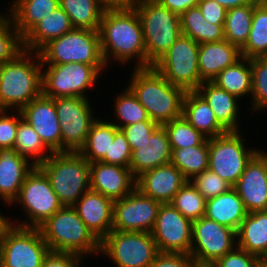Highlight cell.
<instances>
[{"label":"cell","instance_id":"6da1fadb","mask_svg":"<svg viewBox=\"0 0 267 267\" xmlns=\"http://www.w3.org/2000/svg\"><path fill=\"white\" fill-rule=\"evenodd\" d=\"M98 32L107 67L115 59L121 65L137 60L135 68H147L142 23L134 7L105 9Z\"/></svg>","mask_w":267,"mask_h":267},{"label":"cell","instance_id":"7a4b0ae2","mask_svg":"<svg viewBox=\"0 0 267 267\" xmlns=\"http://www.w3.org/2000/svg\"><path fill=\"white\" fill-rule=\"evenodd\" d=\"M132 69L127 86L152 121L163 126L182 116L184 89L172 85L153 67Z\"/></svg>","mask_w":267,"mask_h":267},{"label":"cell","instance_id":"3957f363","mask_svg":"<svg viewBox=\"0 0 267 267\" xmlns=\"http://www.w3.org/2000/svg\"><path fill=\"white\" fill-rule=\"evenodd\" d=\"M42 62L38 52L23 50L0 65V110L20 111L42 94Z\"/></svg>","mask_w":267,"mask_h":267},{"label":"cell","instance_id":"277c9868","mask_svg":"<svg viewBox=\"0 0 267 267\" xmlns=\"http://www.w3.org/2000/svg\"><path fill=\"white\" fill-rule=\"evenodd\" d=\"M50 251L75 253L83 260L100 252V241L73 206H63L39 227Z\"/></svg>","mask_w":267,"mask_h":267},{"label":"cell","instance_id":"5b68a950","mask_svg":"<svg viewBox=\"0 0 267 267\" xmlns=\"http://www.w3.org/2000/svg\"><path fill=\"white\" fill-rule=\"evenodd\" d=\"M38 167L63 206H73L90 189V163L79 152H53Z\"/></svg>","mask_w":267,"mask_h":267},{"label":"cell","instance_id":"8992f818","mask_svg":"<svg viewBox=\"0 0 267 267\" xmlns=\"http://www.w3.org/2000/svg\"><path fill=\"white\" fill-rule=\"evenodd\" d=\"M133 7L142 23L147 68H150L180 36V17L157 0H138Z\"/></svg>","mask_w":267,"mask_h":267},{"label":"cell","instance_id":"52a82bcc","mask_svg":"<svg viewBox=\"0 0 267 267\" xmlns=\"http://www.w3.org/2000/svg\"><path fill=\"white\" fill-rule=\"evenodd\" d=\"M38 53L42 64L105 65L99 32L96 30L74 28L49 41Z\"/></svg>","mask_w":267,"mask_h":267},{"label":"cell","instance_id":"ba28073f","mask_svg":"<svg viewBox=\"0 0 267 267\" xmlns=\"http://www.w3.org/2000/svg\"><path fill=\"white\" fill-rule=\"evenodd\" d=\"M105 68L107 69L106 65L83 63L42 64L45 71L42 72V94L53 99L66 96L87 97V89L95 85Z\"/></svg>","mask_w":267,"mask_h":267},{"label":"cell","instance_id":"9c48e42d","mask_svg":"<svg viewBox=\"0 0 267 267\" xmlns=\"http://www.w3.org/2000/svg\"><path fill=\"white\" fill-rule=\"evenodd\" d=\"M15 203L23 207L28 218L14 224L26 228H39L63 207L48 177L38 166L27 175L18 197L12 202Z\"/></svg>","mask_w":267,"mask_h":267},{"label":"cell","instance_id":"30bf717a","mask_svg":"<svg viewBox=\"0 0 267 267\" xmlns=\"http://www.w3.org/2000/svg\"><path fill=\"white\" fill-rule=\"evenodd\" d=\"M158 253L148 232L111 230L100 242L99 255L111 259L116 267H151Z\"/></svg>","mask_w":267,"mask_h":267},{"label":"cell","instance_id":"8fae6325","mask_svg":"<svg viewBox=\"0 0 267 267\" xmlns=\"http://www.w3.org/2000/svg\"><path fill=\"white\" fill-rule=\"evenodd\" d=\"M199 43L180 34L169 50L152 66L172 85L196 91L202 84L198 69Z\"/></svg>","mask_w":267,"mask_h":267},{"label":"cell","instance_id":"7c38bea8","mask_svg":"<svg viewBox=\"0 0 267 267\" xmlns=\"http://www.w3.org/2000/svg\"><path fill=\"white\" fill-rule=\"evenodd\" d=\"M242 136L240 131H227L208 139V169L232 187L241 177L247 163L260 150L247 148Z\"/></svg>","mask_w":267,"mask_h":267},{"label":"cell","instance_id":"4fadbf2b","mask_svg":"<svg viewBox=\"0 0 267 267\" xmlns=\"http://www.w3.org/2000/svg\"><path fill=\"white\" fill-rule=\"evenodd\" d=\"M61 126V152H78L85 144L92 124L96 121L88 97L54 98Z\"/></svg>","mask_w":267,"mask_h":267},{"label":"cell","instance_id":"5bb4252c","mask_svg":"<svg viewBox=\"0 0 267 267\" xmlns=\"http://www.w3.org/2000/svg\"><path fill=\"white\" fill-rule=\"evenodd\" d=\"M49 251L39 228L15 225L0 244V267H41Z\"/></svg>","mask_w":267,"mask_h":267},{"label":"cell","instance_id":"9a60e30c","mask_svg":"<svg viewBox=\"0 0 267 267\" xmlns=\"http://www.w3.org/2000/svg\"><path fill=\"white\" fill-rule=\"evenodd\" d=\"M237 246L236 231L201 217L192 222L190 255L198 265H212Z\"/></svg>","mask_w":267,"mask_h":267},{"label":"cell","instance_id":"2e32d148","mask_svg":"<svg viewBox=\"0 0 267 267\" xmlns=\"http://www.w3.org/2000/svg\"><path fill=\"white\" fill-rule=\"evenodd\" d=\"M161 203L138 189L114 201L112 230L151 233Z\"/></svg>","mask_w":267,"mask_h":267},{"label":"cell","instance_id":"e0dca14e","mask_svg":"<svg viewBox=\"0 0 267 267\" xmlns=\"http://www.w3.org/2000/svg\"><path fill=\"white\" fill-rule=\"evenodd\" d=\"M151 234L159 252L190 254L192 221L170 203L160 205Z\"/></svg>","mask_w":267,"mask_h":267},{"label":"cell","instance_id":"ac0fdd59","mask_svg":"<svg viewBox=\"0 0 267 267\" xmlns=\"http://www.w3.org/2000/svg\"><path fill=\"white\" fill-rule=\"evenodd\" d=\"M247 213L267 211V151H258L233 186Z\"/></svg>","mask_w":267,"mask_h":267},{"label":"cell","instance_id":"d6986e66","mask_svg":"<svg viewBox=\"0 0 267 267\" xmlns=\"http://www.w3.org/2000/svg\"><path fill=\"white\" fill-rule=\"evenodd\" d=\"M20 112L52 152H61V126L53 98L41 94Z\"/></svg>","mask_w":267,"mask_h":267},{"label":"cell","instance_id":"ffe728a7","mask_svg":"<svg viewBox=\"0 0 267 267\" xmlns=\"http://www.w3.org/2000/svg\"><path fill=\"white\" fill-rule=\"evenodd\" d=\"M136 188L130 168L103 162L90 163V189L113 201L127 196Z\"/></svg>","mask_w":267,"mask_h":267},{"label":"cell","instance_id":"44dd1931","mask_svg":"<svg viewBox=\"0 0 267 267\" xmlns=\"http://www.w3.org/2000/svg\"><path fill=\"white\" fill-rule=\"evenodd\" d=\"M187 181L183 173L170 162L138 176L136 189L143 195L166 204L172 201Z\"/></svg>","mask_w":267,"mask_h":267},{"label":"cell","instance_id":"7402d4cb","mask_svg":"<svg viewBox=\"0 0 267 267\" xmlns=\"http://www.w3.org/2000/svg\"><path fill=\"white\" fill-rule=\"evenodd\" d=\"M114 201L101 193L87 190L73 205L87 228L101 242L112 230Z\"/></svg>","mask_w":267,"mask_h":267},{"label":"cell","instance_id":"603a6c76","mask_svg":"<svg viewBox=\"0 0 267 267\" xmlns=\"http://www.w3.org/2000/svg\"><path fill=\"white\" fill-rule=\"evenodd\" d=\"M35 165L15 149L0 150V198L8 206L18 197L27 175Z\"/></svg>","mask_w":267,"mask_h":267},{"label":"cell","instance_id":"cb8c5ba5","mask_svg":"<svg viewBox=\"0 0 267 267\" xmlns=\"http://www.w3.org/2000/svg\"><path fill=\"white\" fill-rule=\"evenodd\" d=\"M141 147L131 150L129 168L135 178L142 173L171 162L172 149L167 131L160 126Z\"/></svg>","mask_w":267,"mask_h":267},{"label":"cell","instance_id":"d4e9b609","mask_svg":"<svg viewBox=\"0 0 267 267\" xmlns=\"http://www.w3.org/2000/svg\"><path fill=\"white\" fill-rule=\"evenodd\" d=\"M240 49L226 41L199 44L198 69L203 82H212L218 74L241 58Z\"/></svg>","mask_w":267,"mask_h":267},{"label":"cell","instance_id":"484cf974","mask_svg":"<svg viewBox=\"0 0 267 267\" xmlns=\"http://www.w3.org/2000/svg\"><path fill=\"white\" fill-rule=\"evenodd\" d=\"M196 91L206 100L216 120L226 131H240L238 116L241 106L236 96L213 82H203Z\"/></svg>","mask_w":267,"mask_h":267},{"label":"cell","instance_id":"4316f807","mask_svg":"<svg viewBox=\"0 0 267 267\" xmlns=\"http://www.w3.org/2000/svg\"><path fill=\"white\" fill-rule=\"evenodd\" d=\"M70 17L59 6L45 18L36 23L23 37L24 50L38 52L52 39L73 30Z\"/></svg>","mask_w":267,"mask_h":267},{"label":"cell","instance_id":"83f0119b","mask_svg":"<svg viewBox=\"0 0 267 267\" xmlns=\"http://www.w3.org/2000/svg\"><path fill=\"white\" fill-rule=\"evenodd\" d=\"M182 116L207 139L227 132L218 123L213 110L197 91H186Z\"/></svg>","mask_w":267,"mask_h":267},{"label":"cell","instance_id":"f1b7e54d","mask_svg":"<svg viewBox=\"0 0 267 267\" xmlns=\"http://www.w3.org/2000/svg\"><path fill=\"white\" fill-rule=\"evenodd\" d=\"M236 236L237 247L258 258L267 256V211L247 213Z\"/></svg>","mask_w":267,"mask_h":267},{"label":"cell","instance_id":"f546056e","mask_svg":"<svg viewBox=\"0 0 267 267\" xmlns=\"http://www.w3.org/2000/svg\"><path fill=\"white\" fill-rule=\"evenodd\" d=\"M246 215L243 201L233 187L215 198L206 200L205 216L236 232Z\"/></svg>","mask_w":267,"mask_h":267},{"label":"cell","instance_id":"4dcf8cb0","mask_svg":"<svg viewBox=\"0 0 267 267\" xmlns=\"http://www.w3.org/2000/svg\"><path fill=\"white\" fill-rule=\"evenodd\" d=\"M59 6V0H13L8 12L23 37L36 23Z\"/></svg>","mask_w":267,"mask_h":267},{"label":"cell","instance_id":"1f68e13d","mask_svg":"<svg viewBox=\"0 0 267 267\" xmlns=\"http://www.w3.org/2000/svg\"><path fill=\"white\" fill-rule=\"evenodd\" d=\"M181 34L199 44L224 40V24L209 23L198 6L191 7L180 16Z\"/></svg>","mask_w":267,"mask_h":267},{"label":"cell","instance_id":"d6a6232c","mask_svg":"<svg viewBox=\"0 0 267 267\" xmlns=\"http://www.w3.org/2000/svg\"><path fill=\"white\" fill-rule=\"evenodd\" d=\"M119 130L111 120L96 119L87 135L85 144L78 151L89 163L101 162L114 140L115 133Z\"/></svg>","mask_w":267,"mask_h":267},{"label":"cell","instance_id":"836d02e7","mask_svg":"<svg viewBox=\"0 0 267 267\" xmlns=\"http://www.w3.org/2000/svg\"><path fill=\"white\" fill-rule=\"evenodd\" d=\"M239 100L252 94V71L250 59L241 57L233 65L222 70L212 81ZM241 98V99H240Z\"/></svg>","mask_w":267,"mask_h":267},{"label":"cell","instance_id":"e575fe53","mask_svg":"<svg viewBox=\"0 0 267 267\" xmlns=\"http://www.w3.org/2000/svg\"><path fill=\"white\" fill-rule=\"evenodd\" d=\"M261 0H253L250 4L227 10L224 23V38L241 49L249 36L254 7Z\"/></svg>","mask_w":267,"mask_h":267},{"label":"cell","instance_id":"d590c367","mask_svg":"<svg viewBox=\"0 0 267 267\" xmlns=\"http://www.w3.org/2000/svg\"><path fill=\"white\" fill-rule=\"evenodd\" d=\"M59 4L74 28L99 31L105 8L98 0H59Z\"/></svg>","mask_w":267,"mask_h":267},{"label":"cell","instance_id":"8d00e7d4","mask_svg":"<svg viewBox=\"0 0 267 267\" xmlns=\"http://www.w3.org/2000/svg\"><path fill=\"white\" fill-rule=\"evenodd\" d=\"M171 149V163L183 173L188 181L208 169L209 148L207 138L197 146Z\"/></svg>","mask_w":267,"mask_h":267},{"label":"cell","instance_id":"74e56055","mask_svg":"<svg viewBox=\"0 0 267 267\" xmlns=\"http://www.w3.org/2000/svg\"><path fill=\"white\" fill-rule=\"evenodd\" d=\"M241 56L248 59L267 57V1L261 0L253 12L251 30L245 45L240 49Z\"/></svg>","mask_w":267,"mask_h":267},{"label":"cell","instance_id":"f35d334b","mask_svg":"<svg viewBox=\"0 0 267 267\" xmlns=\"http://www.w3.org/2000/svg\"><path fill=\"white\" fill-rule=\"evenodd\" d=\"M13 149H15L19 155L31 160L35 166L44 162L53 153L43 143L34 128L24 119L18 122V130Z\"/></svg>","mask_w":267,"mask_h":267},{"label":"cell","instance_id":"ab89813d","mask_svg":"<svg viewBox=\"0 0 267 267\" xmlns=\"http://www.w3.org/2000/svg\"><path fill=\"white\" fill-rule=\"evenodd\" d=\"M114 104V112L116 122L111 121L119 129L127 125L142 121H152L146 109L140 104L132 91L126 87L124 91L116 96ZM120 122V123H119Z\"/></svg>","mask_w":267,"mask_h":267},{"label":"cell","instance_id":"60d3db41","mask_svg":"<svg viewBox=\"0 0 267 267\" xmlns=\"http://www.w3.org/2000/svg\"><path fill=\"white\" fill-rule=\"evenodd\" d=\"M170 204L192 222L205 216L206 213V199L197 191L191 181L184 184L174 195Z\"/></svg>","mask_w":267,"mask_h":267},{"label":"cell","instance_id":"b9f144b4","mask_svg":"<svg viewBox=\"0 0 267 267\" xmlns=\"http://www.w3.org/2000/svg\"><path fill=\"white\" fill-rule=\"evenodd\" d=\"M24 50L22 37L20 36L14 21L10 15L0 14V65L12 61Z\"/></svg>","mask_w":267,"mask_h":267},{"label":"cell","instance_id":"7bdbcfd3","mask_svg":"<svg viewBox=\"0 0 267 267\" xmlns=\"http://www.w3.org/2000/svg\"><path fill=\"white\" fill-rule=\"evenodd\" d=\"M167 131L171 148H185L200 145L206 137L180 116L163 125Z\"/></svg>","mask_w":267,"mask_h":267},{"label":"cell","instance_id":"ee69618b","mask_svg":"<svg viewBox=\"0 0 267 267\" xmlns=\"http://www.w3.org/2000/svg\"><path fill=\"white\" fill-rule=\"evenodd\" d=\"M252 71V100L250 107L257 112L267 109V57L250 58Z\"/></svg>","mask_w":267,"mask_h":267},{"label":"cell","instance_id":"f6af8a7d","mask_svg":"<svg viewBox=\"0 0 267 267\" xmlns=\"http://www.w3.org/2000/svg\"><path fill=\"white\" fill-rule=\"evenodd\" d=\"M190 181L206 200L215 198L232 188L228 182L209 169L197 174Z\"/></svg>","mask_w":267,"mask_h":267},{"label":"cell","instance_id":"bcb514c9","mask_svg":"<svg viewBox=\"0 0 267 267\" xmlns=\"http://www.w3.org/2000/svg\"><path fill=\"white\" fill-rule=\"evenodd\" d=\"M131 152L125 134L119 129L115 133L114 140L110 145L109 154H106L101 162L129 168Z\"/></svg>","mask_w":267,"mask_h":267},{"label":"cell","instance_id":"7dc6e473","mask_svg":"<svg viewBox=\"0 0 267 267\" xmlns=\"http://www.w3.org/2000/svg\"><path fill=\"white\" fill-rule=\"evenodd\" d=\"M13 112L10 114V110H0V150L1 149H13L15 145L18 122L22 119L20 111L15 115Z\"/></svg>","mask_w":267,"mask_h":267},{"label":"cell","instance_id":"c3c4849f","mask_svg":"<svg viewBox=\"0 0 267 267\" xmlns=\"http://www.w3.org/2000/svg\"><path fill=\"white\" fill-rule=\"evenodd\" d=\"M160 127L154 121H142L122 127L131 150L140 148L152 134Z\"/></svg>","mask_w":267,"mask_h":267},{"label":"cell","instance_id":"681fc988","mask_svg":"<svg viewBox=\"0 0 267 267\" xmlns=\"http://www.w3.org/2000/svg\"><path fill=\"white\" fill-rule=\"evenodd\" d=\"M259 258L247 251L235 247L222 258L213 263L212 267H253Z\"/></svg>","mask_w":267,"mask_h":267},{"label":"cell","instance_id":"f907efd6","mask_svg":"<svg viewBox=\"0 0 267 267\" xmlns=\"http://www.w3.org/2000/svg\"><path fill=\"white\" fill-rule=\"evenodd\" d=\"M197 265L190 254L159 252L151 267H196Z\"/></svg>","mask_w":267,"mask_h":267},{"label":"cell","instance_id":"816d5d0a","mask_svg":"<svg viewBox=\"0 0 267 267\" xmlns=\"http://www.w3.org/2000/svg\"><path fill=\"white\" fill-rule=\"evenodd\" d=\"M82 258L71 252L49 251L41 267H80Z\"/></svg>","mask_w":267,"mask_h":267},{"label":"cell","instance_id":"f5cc1de1","mask_svg":"<svg viewBox=\"0 0 267 267\" xmlns=\"http://www.w3.org/2000/svg\"><path fill=\"white\" fill-rule=\"evenodd\" d=\"M203 17L212 24H224L227 10L215 0H200L198 5Z\"/></svg>","mask_w":267,"mask_h":267},{"label":"cell","instance_id":"db71d44e","mask_svg":"<svg viewBox=\"0 0 267 267\" xmlns=\"http://www.w3.org/2000/svg\"><path fill=\"white\" fill-rule=\"evenodd\" d=\"M162 6L166 7L170 11L181 15L191 7L198 5L200 0H157Z\"/></svg>","mask_w":267,"mask_h":267},{"label":"cell","instance_id":"11a10c76","mask_svg":"<svg viewBox=\"0 0 267 267\" xmlns=\"http://www.w3.org/2000/svg\"><path fill=\"white\" fill-rule=\"evenodd\" d=\"M105 9L133 7L138 0H98Z\"/></svg>","mask_w":267,"mask_h":267},{"label":"cell","instance_id":"9f6ffc18","mask_svg":"<svg viewBox=\"0 0 267 267\" xmlns=\"http://www.w3.org/2000/svg\"><path fill=\"white\" fill-rule=\"evenodd\" d=\"M15 226L13 220L10 221L8 217H5L0 212V244L5 238L7 233Z\"/></svg>","mask_w":267,"mask_h":267},{"label":"cell","instance_id":"6f0895ef","mask_svg":"<svg viewBox=\"0 0 267 267\" xmlns=\"http://www.w3.org/2000/svg\"><path fill=\"white\" fill-rule=\"evenodd\" d=\"M215 1L220 5H222L226 10H229L234 7L250 4L253 0H215Z\"/></svg>","mask_w":267,"mask_h":267},{"label":"cell","instance_id":"680465c9","mask_svg":"<svg viewBox=\"0 0 267 267\" xmlns=\"http://www.w3.org/2000/svg\"><path fill=\"white\" fill-rule=\"evenodd\" d=\"M259 261H260L265 267H267V256L259 258Z\"/></svg>","mask_w":267,"mask_h":267},{"label":"cell","instance_id":"91938a15","mask_svg":"<svg viewBox=\"0 0 267 267\" xmlns=\"http://www.w3.org/2000/svg\"><path fill=\"white\" fill-rule=\"evenodd\" d=\"M253 267H265V266L258 260Z\"/></svg>","mask_w":267,"mask_h":267},{"label":"cell","instance_id":"94428289","mask_svg":"<svg viewBox=\"0 0 267 267\" xmlns=\"http://www.w3.org/2000/svg\"><path fill=\"white\" fill-rule=\"evenodd\" d=\"M196 267H212L211 265H197Z\"/></svg>","mask_w":267,"mask_h":267}]
</instances>
